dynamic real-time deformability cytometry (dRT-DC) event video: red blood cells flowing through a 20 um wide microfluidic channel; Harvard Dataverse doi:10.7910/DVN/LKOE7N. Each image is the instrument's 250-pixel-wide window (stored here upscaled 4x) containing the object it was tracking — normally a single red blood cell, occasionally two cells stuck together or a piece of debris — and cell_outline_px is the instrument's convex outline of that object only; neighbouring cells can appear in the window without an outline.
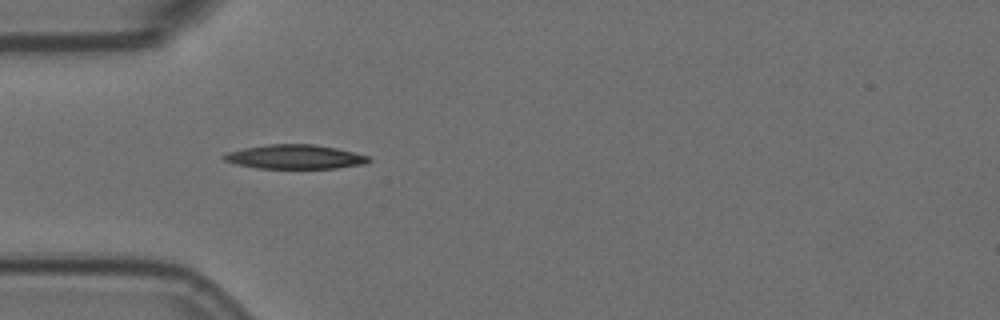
{"species": "Egyptian fruit bat (a non-hibernating species)", "species_latin": "Rousettus aegyptiacus", "temperature_condition": "room temperature", "stored_images_in_passage": 5, "camera_frame_rate_fps": 3000, "um_per_image_px": 0.085, "animal": {"sex": "female"}, "frame": {"image": 1, "passage_image": 4, "time_ms": 1.0, "image_size_px": [1000, 320], "cell_outline_px": [[372, 160], [364, 164], [336, 168], [256, 168], [236, 164], [224, 160], [220, 156], [224, 152], [244, 148], [268, 144], [312, 144], [336, 148], [368, 156]], "centroid_in_image_um": [25.01, 13.33], "position_along_channel_um": 60.0, "area_um2": 20.4}}
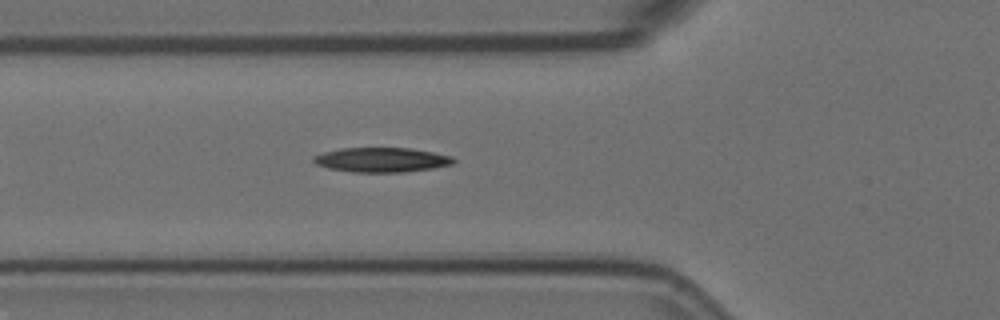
{"frame": {"image": 2, "passage_image": 5, "time_ms": 1.333, "image_size_px": [1000, 320], "cell_outline_px": [[456, 160], [452, 164], [432, 168], [404, 172], [352, 172], [328, 168], [316, 164], [312, 160], [312, 156], [324, 152], [340, 148], [412, 148], [452, 156]], "centroid_in_image_um": [32.41, 13.58], "position_along_channel_um": 93.4, "area_um2": 20.06}}